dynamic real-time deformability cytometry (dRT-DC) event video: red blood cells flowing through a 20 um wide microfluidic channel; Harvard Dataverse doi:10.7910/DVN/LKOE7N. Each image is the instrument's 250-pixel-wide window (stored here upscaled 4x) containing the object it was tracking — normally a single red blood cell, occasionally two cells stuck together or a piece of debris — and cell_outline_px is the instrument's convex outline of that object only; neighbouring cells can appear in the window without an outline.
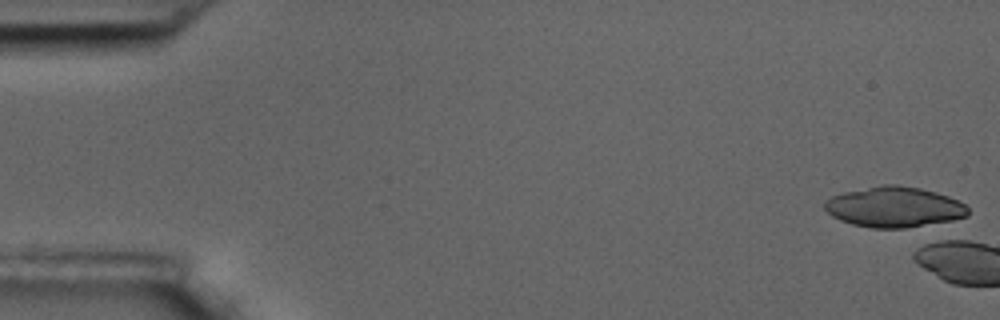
{"species": "common noctule bat (a hibernating species)", "species_latin": "Nyctalus noctula", "temperature_condition": "room temperature", "stored_images_in_passage": 2, "camera_frame_rate_fps": 3000, "um_per_image_px": 0.085, "animal": {"sex": "male", "body_mass_g": 17.5, "forearm_length_mm": 52.3}, "frame": {"image": 1, "passage_image": 1, "time_ms": 0.0, "image_size_px": [1000, 320], "cell_outline_px": [[968, 216], [944, 224], [904, 228], [872, 228], [852, 224], [840, 220], [832, 216], [824, 208], [824, 200], [832, 196], [844, 192], [880, 184], [896, 184], [920, 188], [936, 192], [948, 196], [964, 204], [968, 208]], "centroid_in_image_um": [76.04, 17.61], "position_along_channel_um": 9.0, "area_um2": 34.39}}